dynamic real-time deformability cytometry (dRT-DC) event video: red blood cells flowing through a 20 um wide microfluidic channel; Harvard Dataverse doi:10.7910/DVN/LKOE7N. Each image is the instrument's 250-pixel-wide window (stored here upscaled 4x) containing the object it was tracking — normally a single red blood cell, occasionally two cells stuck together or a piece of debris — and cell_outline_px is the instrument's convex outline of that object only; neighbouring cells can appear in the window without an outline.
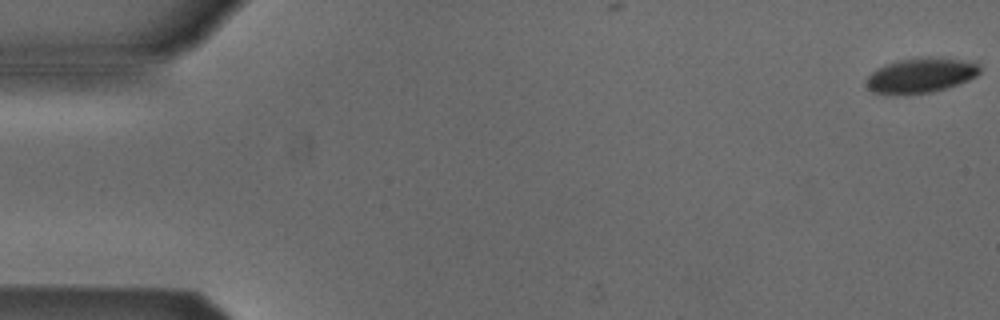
{"species": "Egyptian fruit bat (a non-hibernating species)", "species_latin": "Rousettus aegyptiacus", "temperature_condition": "cold", "stored_images_in_passage": 5, "camera_frame_rate_fps": 3000, "um_per_image_px": 0.085, "animal": {"sex": "male"}, "frame": {"image": 1, "passage_image": 1, "time_ms": 0.0, "image_size_px": [1000, 320], "cell_outline_px": [[980, 72], [976, 76], [968, 80], [932, 92], [872, 92], [864, 84], [864, 80], [876, 68], [896, 60], [920, 56], [940, 56], [964, 60], [980, 64]], "centroid_in_image_um": [78.28, 6.34], "position_along_channel_um": 6.7, "area_um2": 22.95}}
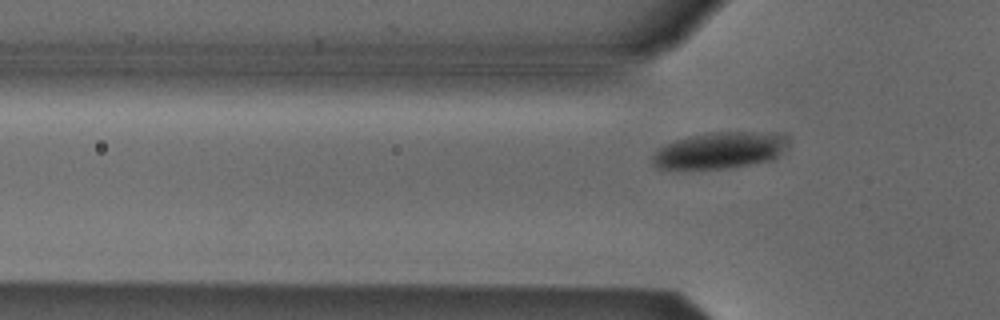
{"frame": {"image": 2, "passage_image": 5, "time_ms": 5.333, "image_size_px": [1000, 320], "cell_outline_px": [[780, 144], [776, 156], [772, 160], [728, 168], [656, 168], [652, 164], [652, 156], [656, 148], [664, 144], [688, 136], [708, 132], [752, 132], [780, 136]], "centroid_in_image_um": [60.94, 12.8], "position_along_channel_um": 64.9, "area_um2": 27.69}}